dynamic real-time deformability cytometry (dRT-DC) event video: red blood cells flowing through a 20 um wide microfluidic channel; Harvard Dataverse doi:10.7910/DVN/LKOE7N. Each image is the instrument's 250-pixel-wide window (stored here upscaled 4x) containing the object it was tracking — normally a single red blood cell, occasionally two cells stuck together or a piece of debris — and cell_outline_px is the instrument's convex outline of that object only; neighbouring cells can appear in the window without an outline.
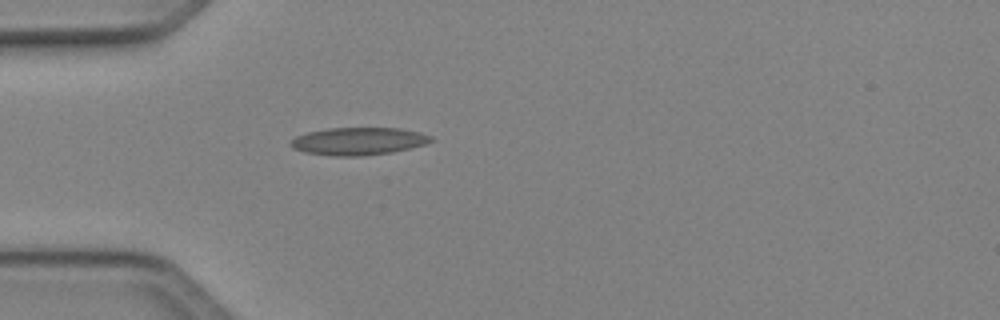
{"species": "Egyptian fruit bat (a non-hibernating species)", "species_latin": "Rousettus aegyptiacus", "temperature_condition": "cold", "stored_images_in_passage": 36, "camera_frame_rate_fps": 3000, "um_per_image_px": 0.085, "animal": {"sex": "female"}, "frame": {"image": 1, "passage_image": 1, "time_ms": 0.0, "image_size_px": [1000, 320], "cell_outline_px": [[432, 140], [424, 144], [392, 152], [360, 156], [336, 156], [304, 152], [292, 148], [288, 144], [296, 136], [308, 132], [328, 128], [400, 128], [420, 132], [432, 136]], "centroid_in_image_um": [30.43, 12.0], "position_along_channel_um": 54.6, "area_um2": 22.43}}
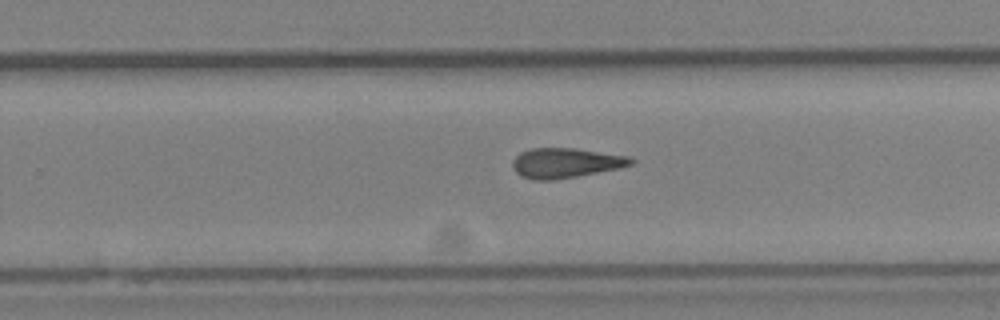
{"frame": {"image": 2, "passage_image": 18, "time_ms": 5.667, "image_size_px": [1000, 320], "cell_outline_px": [[636, 160], [632, 164], [620, 168], [576, 176], [552, 180], [532, 180], [520, 176], [516, 172], [512, 164], [512, 160], [520, 152], [532, 148], [576, 148], [628, 156]], "centroid_in_image_um": [48.06, 13.84], "position_along_channel_um": 281.7, "area_um2": 20.63}}
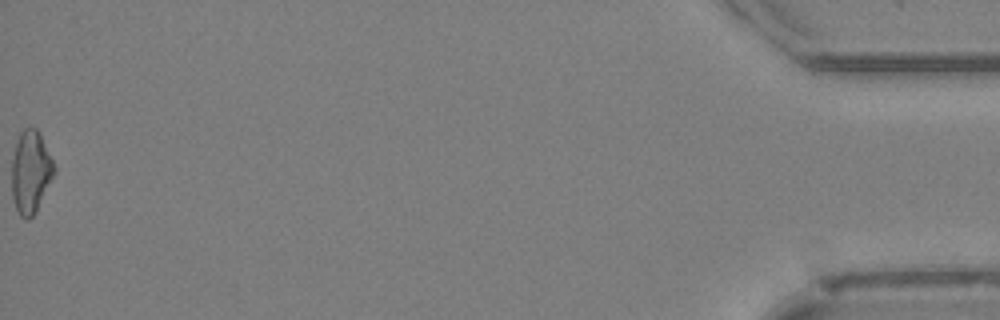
{"frame": {"image": 3, "passage_image": 36, "time_ms": 11.667, "image_size_px": [1000, 320], "cell_outline_px": [[56, 172], [36, 212], [28, 220], [20, 216], [16, 208], [12, 196], [12, 160], [16, 140], [20, 132], [24, 128], [36, 128], [56, 168]], "centroid_in_image_um": [2.6, 14.64], "position_along_channel_um": 432.6, "area_um2": 20.29}, "authors_computed_cell_mechanics": {"area_um2": 20.2589, "velocity_mm_per_s": 4.1574, "shape_relaxation_time_tau1_ms": null, "shape_relaxation_time_tau2_ms": 8.8413, "deformation_change_tau1": null, "deformation_change_tau2": 0.2164}}